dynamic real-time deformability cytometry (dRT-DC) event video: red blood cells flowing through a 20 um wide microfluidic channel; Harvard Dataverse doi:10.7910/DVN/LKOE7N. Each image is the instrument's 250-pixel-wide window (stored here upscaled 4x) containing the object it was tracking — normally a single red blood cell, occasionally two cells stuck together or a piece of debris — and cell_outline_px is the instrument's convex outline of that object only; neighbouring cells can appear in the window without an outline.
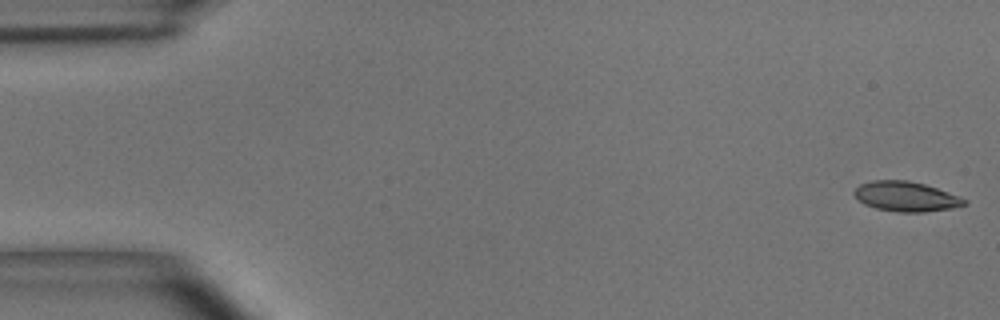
{"species": "common noctule bat (a hibernating species)", "species_latin": "Nyctalus noctula", "temperature_condition": "room temperature", "stored_images_in_passage": 50, "camera_frame_rate_fps": 3000, "um_per_image_px": 0.085, "animal": {"sex": "male", "body_mass_g": 15.6}, "frame": {"image": 1, "passage_image": 1, "time_ms": 0.0, "image_size_px": [1000, 320], "cell_outline_px": [[968, 204], [952, 208], [924, 212], [896, 212], [876, 208], [864, 204], [852, 192], [860, 184], [872, 180], [908, 180], [924, 184], [960, 196], [968, 200]], "centroid_in_image_um": [77.03, 16.7], "position_along_channel_um": 8.0, "area_um2": 19.19}}
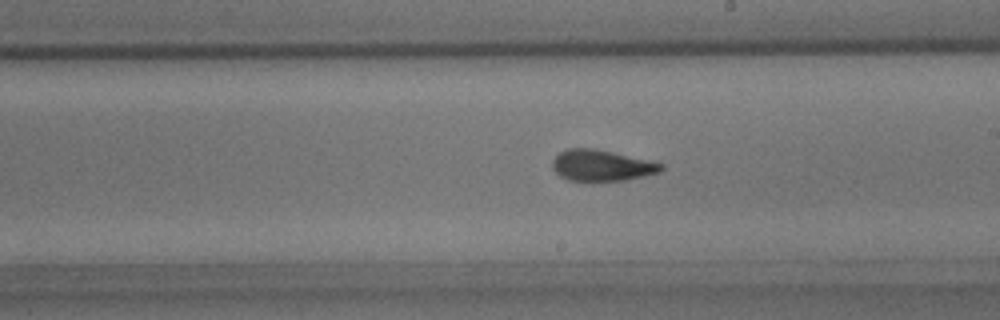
{"frame": {"image": 2, "passage_image": 31, "time_ms": 10.0, "image_size_px": [1000, 320], "cell_outline_px": [[664, 168], [660, 172], [624, 180], [592, 184], [568, 180], [560, 176], [552, 168], [552, 160], [560, 152], [568, 148], [592, 148], [612, 152], [648, 160], [664, 164]], "centroid_in_image_um": [51.1, 14.11], "position_along_channel_um": 237.9, "area_um2": 20.23}}
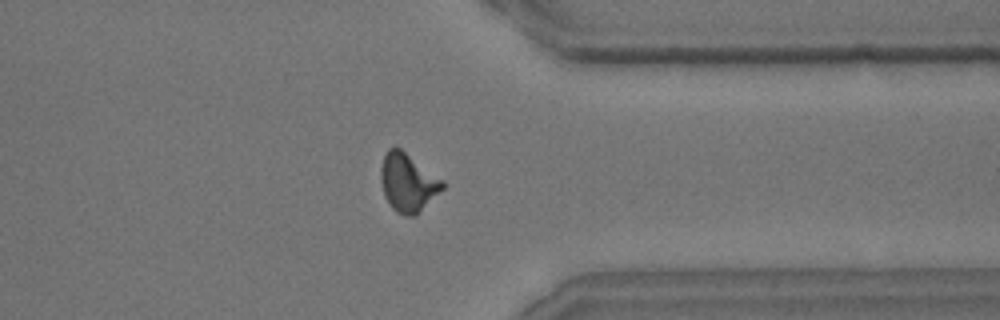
{"frame": {"image": 3, "passage_image": 43, "time_ms": 14.0, "image_size_px": [1000, 320], "cell_outline_px": [[444, 188], [416, 216], [404, 216], [396, 212], [392, 208], [384, 196], [380, 180], [380, 168], [384, 156], [388, 148], [400, 148], [444, 180]], "centroid_in_image_um": [34.67, 15.54], "position_along_channel_um": 376.7, "area_um2": 21.1}, "authors_computed_cell_mechanics": {"area_um2": 19.8543, "velocity_mm_per_s": 3.6183, "shape_relaxation_time_tau1_ms": 4.6917, "shape_relaxation_time_tau2_ms": 1.5857, "deformation_change_tau1": 0.1529, "deformation_change_tau2": 0.076}}